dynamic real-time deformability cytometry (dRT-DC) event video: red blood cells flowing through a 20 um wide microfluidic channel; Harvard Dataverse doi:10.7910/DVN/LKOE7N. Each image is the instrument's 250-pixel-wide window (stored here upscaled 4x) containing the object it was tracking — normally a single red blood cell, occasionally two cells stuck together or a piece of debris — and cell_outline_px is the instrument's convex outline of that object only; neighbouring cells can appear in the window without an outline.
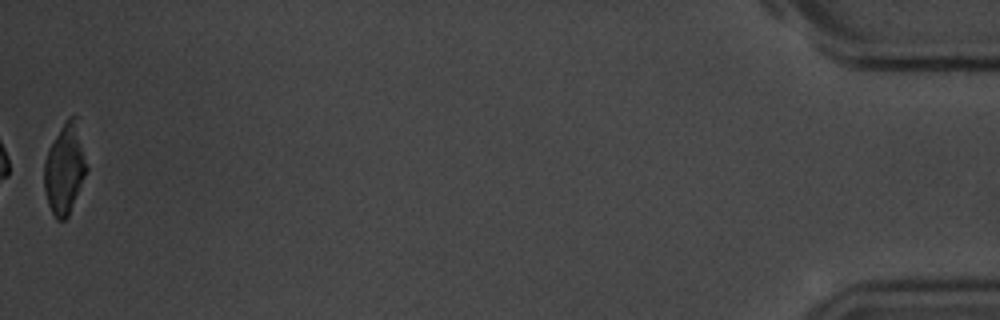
{"species": "common noctule bat (a hibernating species)", "species_latin": "Nyctalus noctula", "temperature_condition": "room temperature", "stored_images_in_passage": 15, "camera_frame_rate_fps": 3000, "um_per_image_px": 0.085, "animal": {"sex": "male", "body_mass_g": 20.1, "forearm_length_mm": 53.5}, "frame": {"image": 1, "passage_image": 15, "time_ms": 18.0, "image_size_px": [1000, 320], "cell_outline_px": [[88, 168], [68, 216], [64, 220], [56, 220], [48, 204], [44, 188], [44, 160], [48, 148], [60, 128], [68, 116], [76, 116]], "centroid_in_image_um": [5.49, 14.34], "position_along_channel_um": 429.7, "area_um2": 22.2}, "authors_computed_cell_mechanics": {"area_um2": 18.9006, "velocity_mm_per_s": 3.49, "shape_relaxation_time_tau1_ms": 2.0651, "shape_relaxation_time_tau2_ms": 3.9385, "deformation_change_tau1": 0.1192, "deformation_change_tau2": 0.0873}}